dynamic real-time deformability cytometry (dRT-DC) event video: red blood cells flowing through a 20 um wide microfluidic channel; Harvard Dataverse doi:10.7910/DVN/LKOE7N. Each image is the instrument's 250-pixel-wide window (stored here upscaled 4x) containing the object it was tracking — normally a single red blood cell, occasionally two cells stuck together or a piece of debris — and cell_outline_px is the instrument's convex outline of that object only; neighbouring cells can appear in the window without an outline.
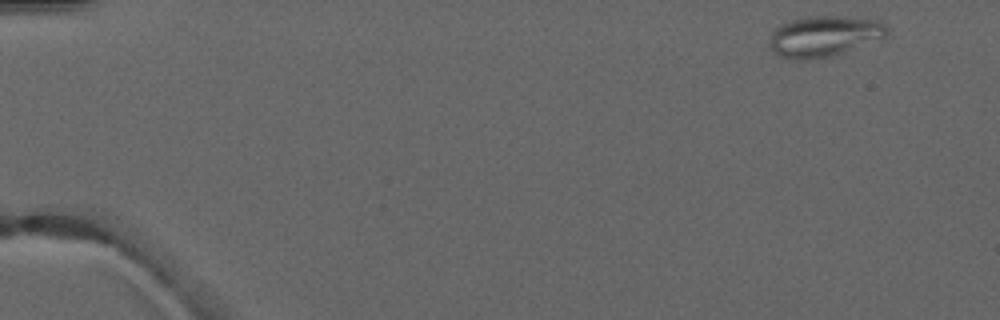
{"species": "common noctule bat (a hibernating species)", "species_latin": "Nyctalus noctula", "temperature_condition": "warm", "stored_images_in_passage": 5, "camera_frame_rate_fps": 3000, "um_per_image_px": 0.085, "animal": {"sex": "male", "forearm_length_mm": 52.5}, "frame": {"image": 1, "passage_image": 1, "time_ms": 0.0, "image_size_px": [1000, 320], "cell_outline_px": [[888, 32], [884, 36], [844, 52], [832, 56], [808, 60], [796, 60], [780, 56], [768, 44], [768, 36], [780, 24], [792, 20], [808, 16], [836, 16], [880, 20], [888, 28]], "centroid_in_image_um": [69.99, 3.07], "position_along_channel_um": 15.0, "area_um2": 27.74}}
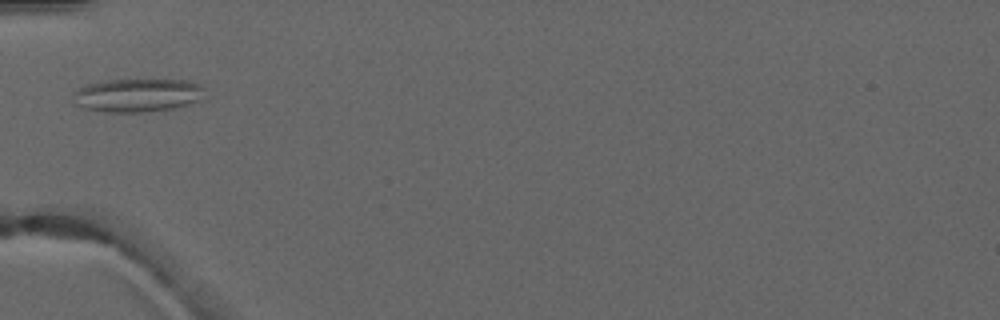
{"frame": {"image": 2, "passage_image": 5, "time_ms": 4.667, "image_size_px": [1000, 320], "cell_outline_px": [[204, 88], [200, 100], [188, 104], [172, 108], [148, 112], [104, 112], [84, 108], [76, 104], [72, 92], [76, 88], [88, 84], [108, 80], [188, 80], [200, 84]], "centroid_in_image_um": [11.66, 8.09], "position_along_channel_um": 73.3, "area_um2": 25.61}}